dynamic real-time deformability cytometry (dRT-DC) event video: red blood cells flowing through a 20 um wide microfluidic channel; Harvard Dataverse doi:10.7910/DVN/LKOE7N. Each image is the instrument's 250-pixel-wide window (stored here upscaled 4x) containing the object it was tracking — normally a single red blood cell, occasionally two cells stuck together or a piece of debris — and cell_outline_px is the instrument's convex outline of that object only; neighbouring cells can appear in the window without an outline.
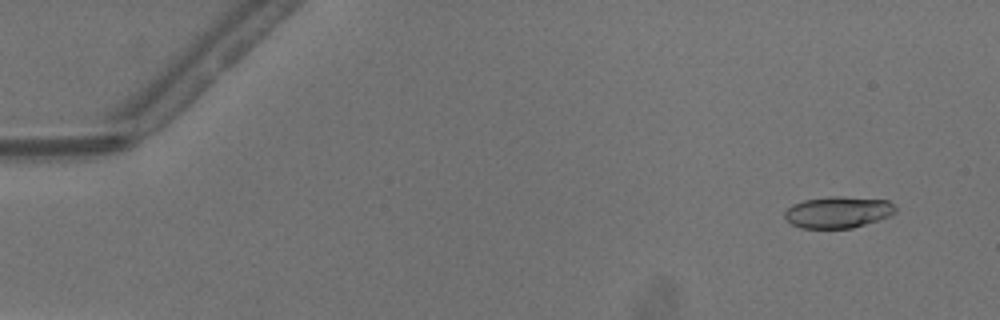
{"species": "common noctule bat (a hibernating species)", "species_latin": "Nyctalus noctula", "temperature_condition": "warm", "stored_images_in_passage": 51, "camera_frame_rate_fps": 3000, "um_per_image_px": 0.085, "animal": {"sex": "male", "body_mass_g": 13.3}, "frame": {"image": 1, "passage_image": 4, "time_ms": 1.0, "image_size_px": [1000, 320], "cell_outline_px": [[896, 212], [892, 216], [852, 228], [800, 228], [792, 224], [784, 216], [784, 212], [792, 204], [804, 200], [832, 196], [840, 196], [888, 200], [896, 208]], "centroid_in_image_um": [71.25, 18.03], "position_along_channel_um": 13.8, "area_um2": 20.4}}
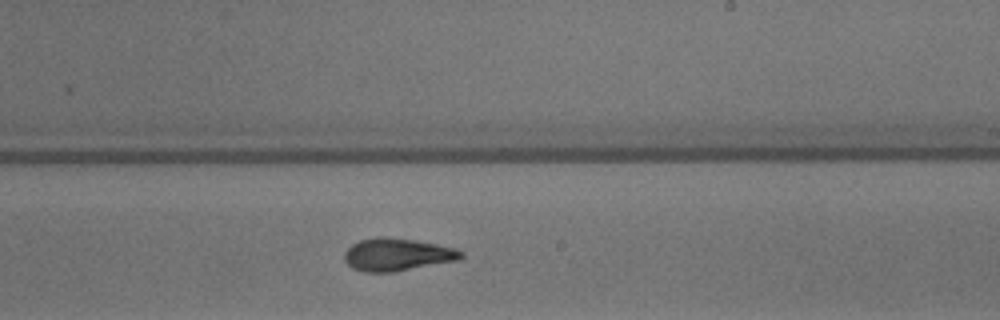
{"frame": {"image": 2, "passage_image": 31, "time_ms": 10.0, "image_size_px": [1000, 320], "cell_outline_px": [[464, 256], [460, 260], [396, 272], [364, 272], [352, 268], [344, 260], [344, 252], [352, 244], [360, 240], [376, 236], [388, 236], [436, 244], [452, 248], [464, 252]], "centroid_in_image_um": [33.75, 21.64], "position_along_channel_um": 255.2, "area_um2": 22.37}}
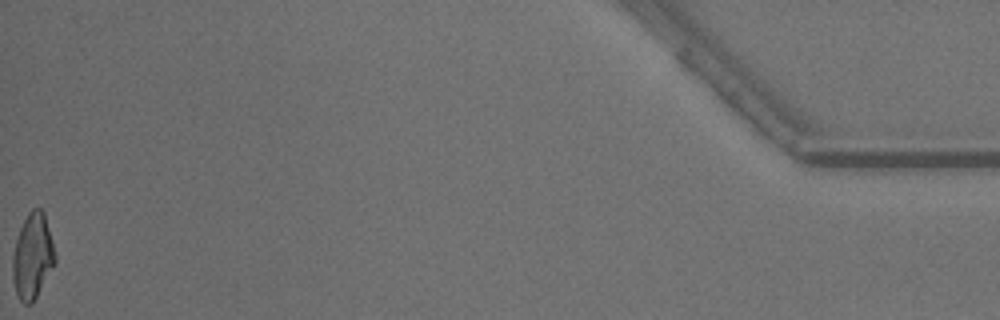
{"frame": {"image": 3, "passage_image": 51, "time_ms": 16.667, "image_size_px": [1000, 320], "cell_outline_px": [[56, 260], [32, 304], [24, 304], [20, 300], [16, 292], [12, 280], [12, 256], [16, 240], [20, 228], [28, 212], [32, 208], [40, 208], [44, 212], [52, 240], [56, 256]], "centroid_in_image_um": [2.75, 21.77], "position_along_channel_um": 432.5, "area_um2": 20.98}, "authors_computed_cell_mechanics": {"area_um2": 21.097, "velocity_mm_per_s": 4.171, "shape_relaxation_time_tau1_ms": 5.4874, "shape_relaxation_time_tau2_ms": 1.5426, "deformation_change_tau1": 0.1865, "deformation_change_tau2": 0.0855}}